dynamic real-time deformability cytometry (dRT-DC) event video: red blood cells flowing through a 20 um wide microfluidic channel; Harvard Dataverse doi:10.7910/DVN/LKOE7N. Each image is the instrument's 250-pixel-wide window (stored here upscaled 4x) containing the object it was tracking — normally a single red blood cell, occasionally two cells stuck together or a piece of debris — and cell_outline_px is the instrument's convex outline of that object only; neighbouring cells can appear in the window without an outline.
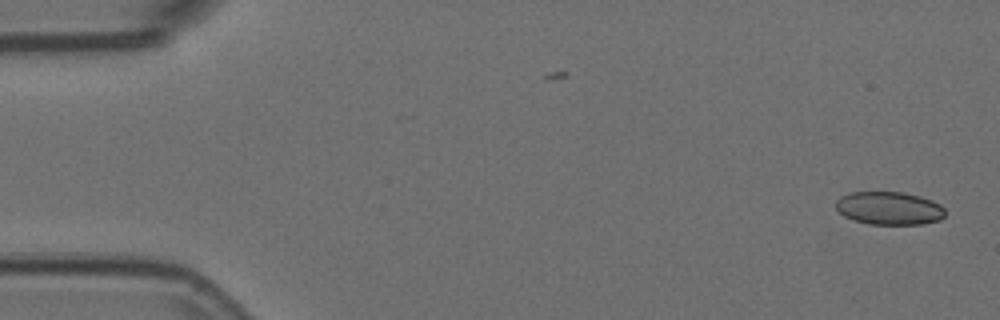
{"species": "Egyptian fruit bat (a non-hibernating species)", "species_latin": "Rousettus aegyptiacus", "temperature_condition": "room temperature", "stored_images_in_passage": 54, "camera_frame_rate_fps": 3000, "um_per_image_px": 0.085, "animal": {"sex": "female"}, "frame": {"image": 1, "passage_image": 1, "time_ms": 0.0, "image_size_px": [1000, 320], "cell_outline_px": [[944, 216], [940, 220], [920, 224], [868, 224], [844, 216], [836, 208], [836, 200], [840, 196], [848, 192], [904, 192], [920, 196], [932, 200], [940, 204], [944, 208]], "centroid_in_image_um": [75.58, 17.69], "position_along_channel_um": 9.4, "area_um2": 21.1}}
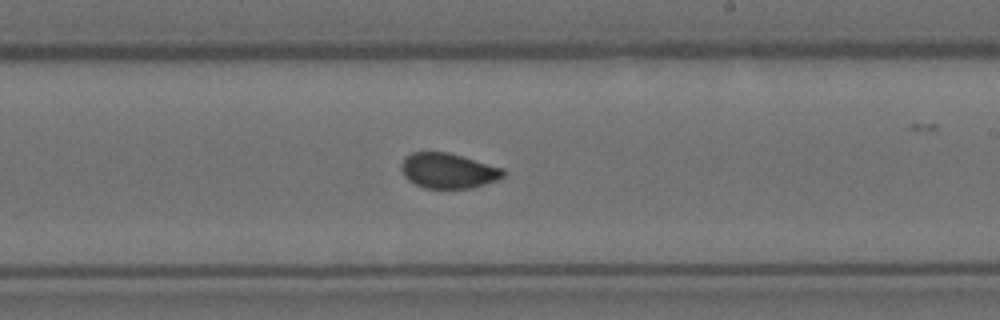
{"frame": {"image": 2, "passage_image": 31, "time_ms": 10.0, "image_size_px": [1000, 320], "cell_outline_px": [[508, 172], [504, 176], [496, 180], [472, 188], [424, 188], [408, 180], [404, 176], [400, 168], [400, 164], [412, 152], [448, 152], [504, 168]], "centroid_in_image_um": [38.11, 14.51], "position_along_channel_um": 250.9, "area_um2": 20.92}}
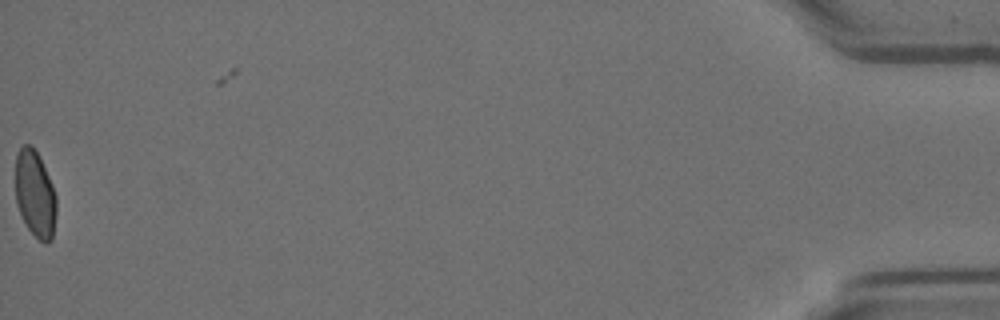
{"frame": {"image": 3, "passage_image": 54, "time_ms": 17.667, "image_size_px": [1000, 320], "cell_outline_px": [[56, 216], [52, 240], [48, 244], [44, 244], [28, 228], [16, 204], [16, 152], [24, 144], [32, 144], [40, 156], [52, 184], [56, 196]], "centroid_in_image_um": [2.99, 16.47], "position_along_channel_um": 432.2, "area_um2": 20.87}, "authors_computed_cell_mechanics": {"area_um2": 21.4438, "velocity_mm_per_s": 3.7138, "shape_relaxation_time_tau1_ms": 11.2385, "shape_relaxation_time_tau2_ms": 1.1118, "deformation_change_tau1": 0.1618, "deformation_change_tau2": 0.0349}}